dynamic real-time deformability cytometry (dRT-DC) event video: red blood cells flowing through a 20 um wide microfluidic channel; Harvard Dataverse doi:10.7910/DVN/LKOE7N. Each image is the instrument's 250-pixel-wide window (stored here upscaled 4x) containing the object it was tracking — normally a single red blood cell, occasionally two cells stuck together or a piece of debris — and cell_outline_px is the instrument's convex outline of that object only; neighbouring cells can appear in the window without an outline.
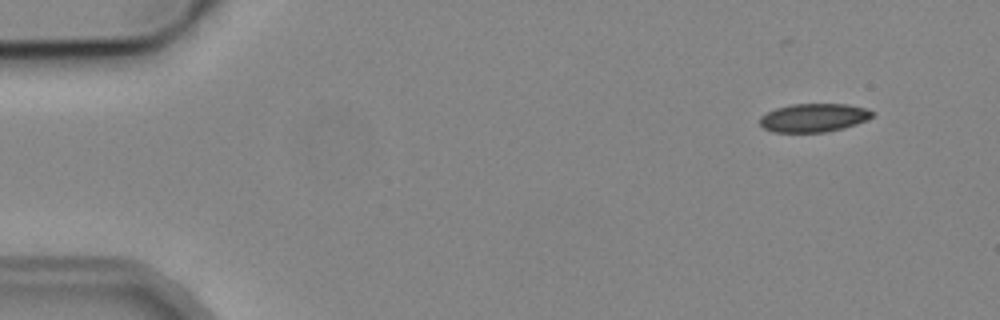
{"species": "common noctule bat (a hibernating species)", "species_latin": "Nyctalus noctula", "temperature_condition": "cold", "stored_images_in_passage": 4, "camera_frame_rate_fps": 3000, "um_per_image_px": 0.085, "animal": {"sex": "male", "body_mass_g": 19.2, "forearm_length_mm": 51.8}, "frame": {"image": 1, "passage_image": 2, "time_ms": 1.0, "image_size_px": [1000, 320], "cell_outline_px": [[876, 112], [872, 116], [856, 124], [844, 128], [824, 132], [772, 132], [764, 128], [760, 124], [760, 116], [776, 108], [792, 104], [848, 104], [864, 108]], "centroid_in_image_um": [69.15, 10.0], "position_along_channel_um": 15.8, "area_um2": 18.55}}
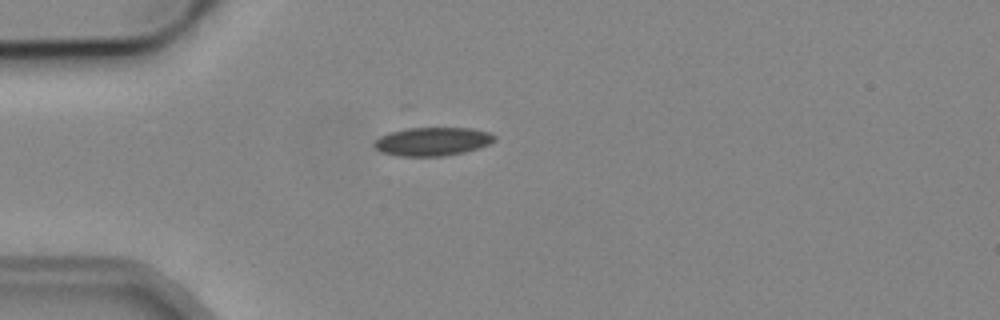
{"frame": {"image": 2, "passage_image": 4, "time_ms": 4.333, "image_size_px": [1000, 320], "cell_outline_px": [[496, 140], [488, 144], [464, 152], [444, 156], [396, 156], [380, 152], [372, 144], [380, 136], [388, 132], [404, 128], [472, 128], [488, 132], [496, 136]], "centroid_in_image_um": [36.72, 12.02], "position_along_channel_um": 48.3, "area_um2": 20.06}}